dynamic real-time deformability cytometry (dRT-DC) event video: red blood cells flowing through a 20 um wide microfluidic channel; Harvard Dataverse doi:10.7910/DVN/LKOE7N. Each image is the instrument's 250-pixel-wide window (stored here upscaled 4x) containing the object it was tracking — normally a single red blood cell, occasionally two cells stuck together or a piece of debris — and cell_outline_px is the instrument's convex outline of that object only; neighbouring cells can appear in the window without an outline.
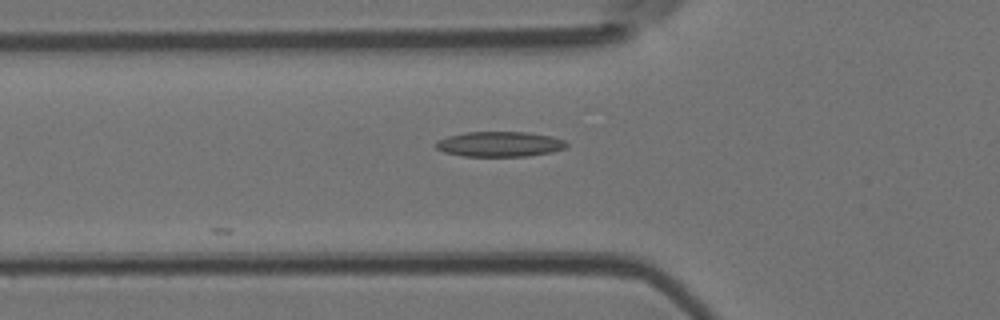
{"species": "Egyptian fruit bat (a non-hibernating species)", "species_latin": "Rousettus aegyptiacus", "temperature_condition": "room temperature", "stored_images_in_passage": 14, "camera_frame_rate_fps": 3000, "um_per_image_px": 0.085, "animal": {"sex": "female"}, "frame": {"image": 1, "passage_image": 2, "time_ms": 0.333, "image_size_px": [1000, 320], "cell_outline_px": [[568, 144], [564, 148], [552, 152], [528, 156], [464, 156], [444, 152], [436, 148], [432, 144], [436, 140], [448, 136], [464, 132], [528, 132], [552, 136], [564, 140]], "centroid_in_image_um": [42.43, 12.24], "position_along_channel_um": 83.4, "area_um2": 19.31}}
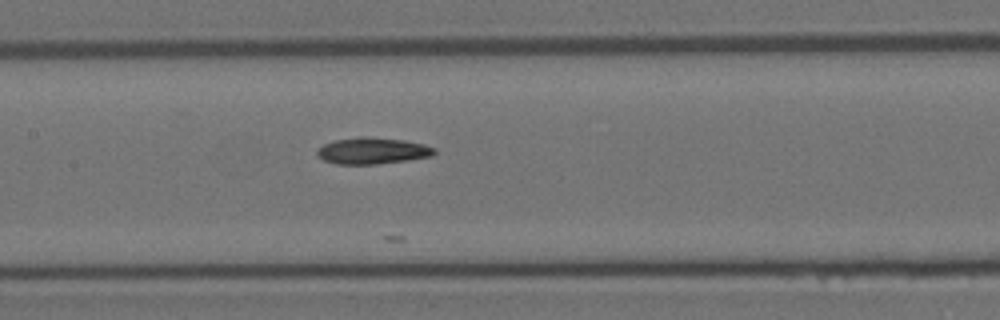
{"frame": {"image": 2, "passage_image": 9, "time_ms": 2.667, "image_size_px": [1000, 320], "cell_outline_px": [[436, 152], [432, 156], [408, 160], [376, 164], [336, 164], [324, 160], [316, 152], [324, 144], [336, 140], [360, 136], [364, 136], [404, 140], [424, 144], [436, 148]], "centroid_in_image_um": [31.7, 12.81], "position_along_channel_um": 175.7, "area_um2": 17.98}}
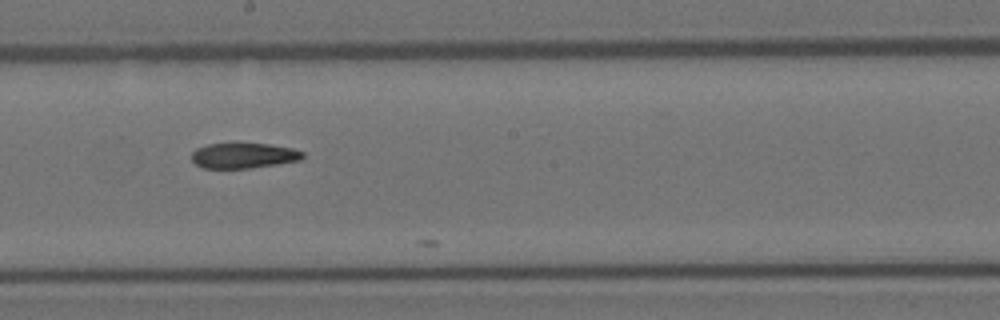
{"frame": {"image": 3, "passage_image": 13, "time_ms": 4.0, "image_size_px": [1000, 320], "cell_outline_px": [[304, 156], [300, 160], [252, 168], [204, 168], [196, 164], [192, 160], [192, 152], [196, 148], [208, 144], [236, 140], [268, 144], [292, 148], [304, 152]], "centroid_in_image_um": [20.68, 13.17], "position_along_channel_um": 227.5, "area_um2": 17.11}}